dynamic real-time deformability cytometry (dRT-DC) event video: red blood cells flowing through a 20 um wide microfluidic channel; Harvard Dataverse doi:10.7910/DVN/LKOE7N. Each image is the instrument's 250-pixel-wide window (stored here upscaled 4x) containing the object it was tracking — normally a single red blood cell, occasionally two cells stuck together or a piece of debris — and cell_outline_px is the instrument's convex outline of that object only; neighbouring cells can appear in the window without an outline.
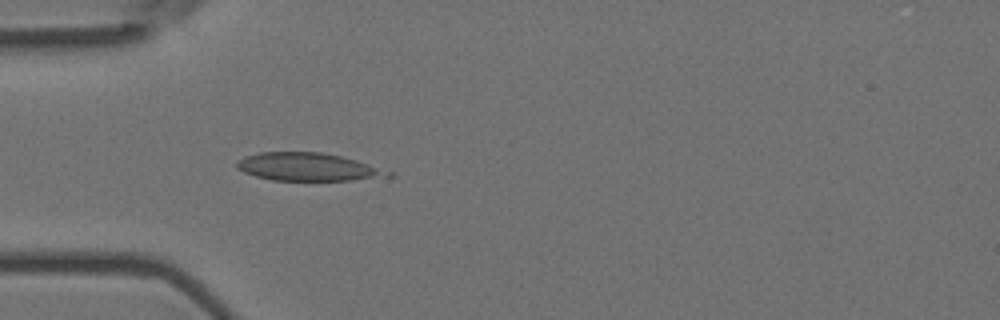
{"species": "Egyptian fruit bat (a non-hibernating species)", "species_latin": "Rousettus aegyptiacus", "temperature_condition": "room temperature", "stored_images_in_passage": 2, "camera_frame_rate_fps": 3000, "um_per_image_px": 0.085, "animal": {"sex": "female"}, "frame": {"image": 1, "passage_image": 2, "time_ms": 0.333, "image_size_px": [1000, 320], "cell_outline_px": [[380, 172], [372, 176], [352, 180], [272, 180], [256, 176], [244, 172], [236, 168], [236, 160], [244, 156], [260, 152], [320, 152], [340, 156], [356, 160]], "centroid_in_image_um": [25.78, 14.16], "position_along_channel_um": 59.2, "area_um2": 23.18}}